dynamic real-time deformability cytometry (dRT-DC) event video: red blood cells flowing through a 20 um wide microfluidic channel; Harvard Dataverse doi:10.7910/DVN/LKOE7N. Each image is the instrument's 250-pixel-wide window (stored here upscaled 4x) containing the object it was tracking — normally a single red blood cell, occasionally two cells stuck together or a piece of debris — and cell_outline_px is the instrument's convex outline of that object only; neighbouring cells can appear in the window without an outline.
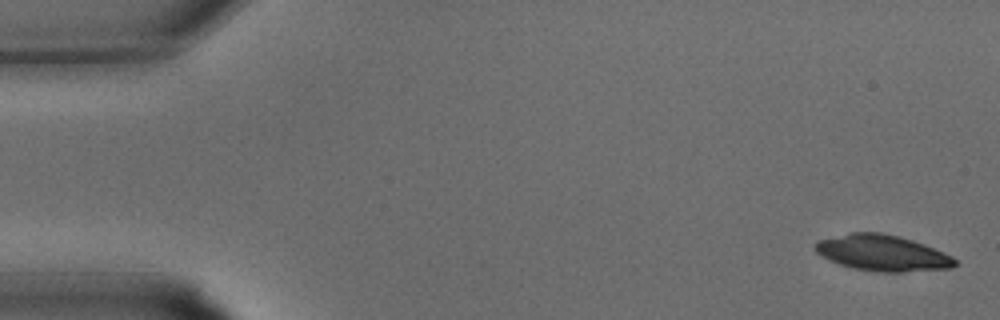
{"species": "common noctule bat (a hibernating species)", "species_latin": "Nyctalus noctula", "temperature_condition": "warm", "stored_images_in_passage": 32, "camera_frame_rate_fps": 3000, "um_per_image_px": 0.085, "animal": {"sex": "male", "body_mass_g": 15.6}, "frame": {"image": 1, "passage_image": 1, "time_ms": 0.0, "image_size_px": [1000, 320], "cell_outline_px": [[956, 264], [952, 268], [904, 272], [880, 272], [852, 268], [828, 260], [820, 256], [812, 248], [812, 244], [820, 240], [852, 232], [880, 232], [900, 236], [924, 244], [944, 252], [952, 256], [956, 260]], "centroid_in_image_um": [74.98, 21.5], "position_along_channel_um": 10.0, "area_um2": 29.48}}
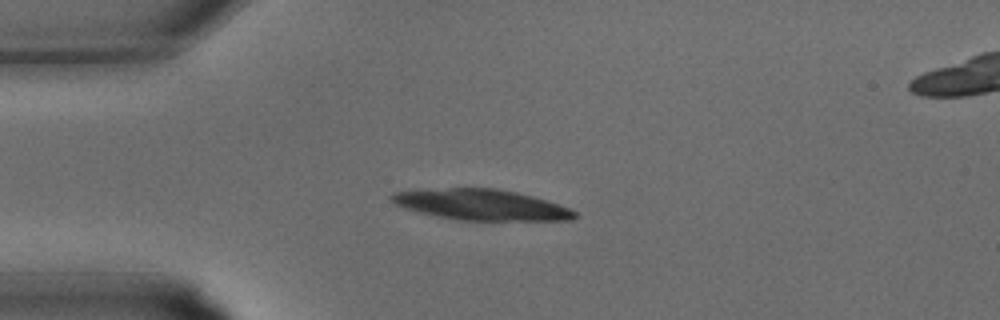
{"frame": {"image": 2, "passage_image": 8, "time_ms": 2.333, "image_size_px": [1000, 320], "cell_outline_px": [[576, 216], [572, 220], [460, 220], [436, 216], [404, 208], [396, 204], [388, 196], [392, 192], [448, 188], [496, 188], [516, 192], [532, 196], [568, 208], [576, 212]], "centroid_in_image_um": [40.87, 17.4], "position_along_channel_um": 44.1, "area_um2": 32.37}}
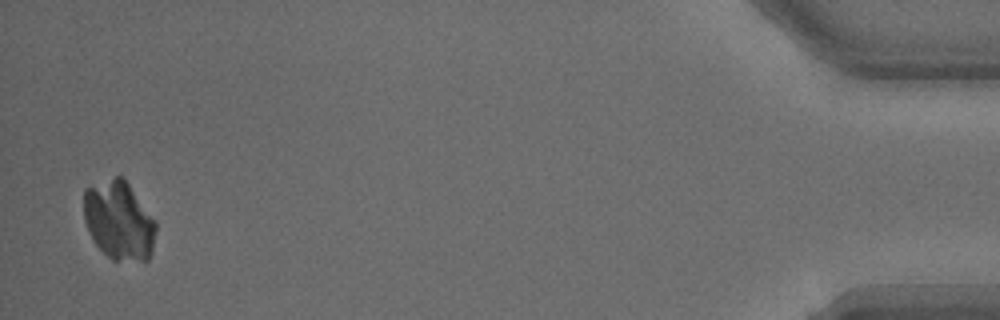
{"frame": {"image": 3, "passage_image": 32, "time_ms": 10.333, "image_size_px": [1000, 320], "cell_outline_px": [[156, 228], [152, 252], [148, 260], [112, 260], [96, 244], [84, 220], [84, 188], [116, 176], [120, 176], [128, 184], [156, 220]], "centroid_in_image_um": [10.12, 18.74], "position_along_channel_um": 425.1, "area_um2": 32.77}}